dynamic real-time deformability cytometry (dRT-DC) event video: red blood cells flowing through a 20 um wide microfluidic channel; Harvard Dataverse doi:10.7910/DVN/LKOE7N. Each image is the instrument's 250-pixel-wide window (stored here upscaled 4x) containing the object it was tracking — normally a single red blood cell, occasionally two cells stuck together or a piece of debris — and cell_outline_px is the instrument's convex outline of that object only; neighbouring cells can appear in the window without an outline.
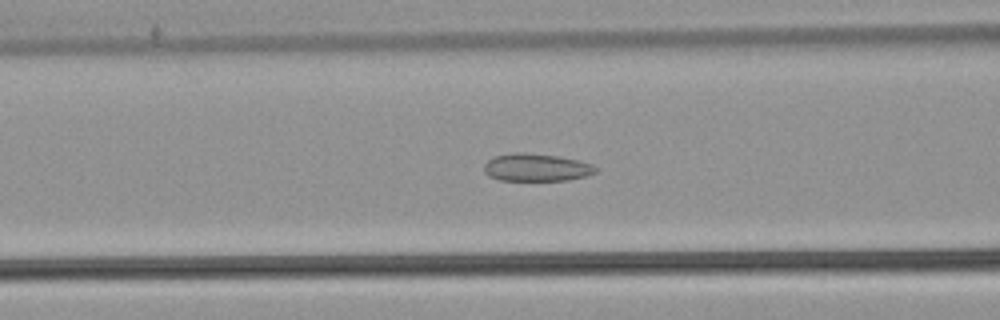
{"species": "common noctule bat (a hibernating species)", "species_latin": "Nyctalus noctula", "temperature_condition": "warm", "stored_images_in_passage": 54, "camera_frame_rate_fps": 3000, "um_per_image_px": 0.085, "animal": {"sex": "male", "body_mass_g": 21.5, "forearm_length_mm": 52.0}, "frame": {"image": 1, "passage_image": 22, "time_ms": 7.0, "image_size_px": [1000, 320], "cell_outline_px": [[596, 172], [584, 176], [568, 180], [500, 180], [488, 176], [484, 172], [484, 164], [492, 156], [516, 152], [524, 152], [556, 156], [580, 160], [592, 164], [596, 168]], "centroid_in_image_um": [45.55, 14.22], "position_along_channel_um": 121.1, "area_um2": 17.98}}
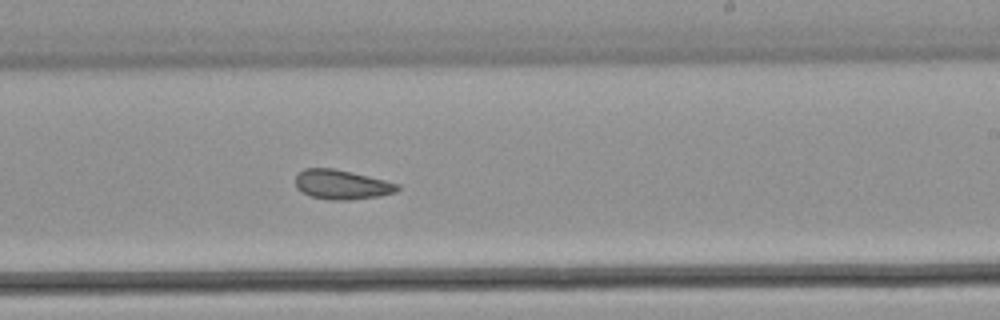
{"frame": {"image": 2, "passage_image": 33, "time_ms": 10.667, "image_size_px": [1000, 320], "cell_outline_px": [[400, 188], [396, 192], [380, 196], [348, 200], [332, 200], [312, 196], [296, 188], [296, 176], [304, 168], [332, 168], [352, 172], [400, 184]], "centroid_in_image_um": [29.07, 15.69], "position_along_channel_um": 259.9, "area_um2": 17.4}}
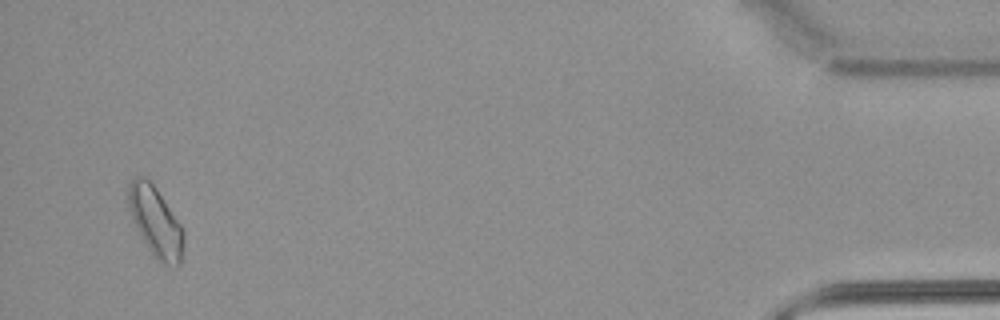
{"frame": {"image": 3, "passage_image": 52, "time_ms": 17.0, "image_size_px": [1000, 320], "cell_outline_px": [[184, 244], [180, 264], [176, 268], [164, 264], [148, 248], [140, 236], [128, 208], [128, 184], [136, 176], [144, 176], [156, 188], [180, 224], [184, 232]], "centroid_in_image_um": [13.23, 18.85], "position_along_channel_um": 422.0, "area_um2": 22.25}, "authors_computed_cell_mechanics": {"area_um2": 19.3919, "velocity_mm_per_s": 3.802, "shape_relaxation_time_tau1_ms": null, "shape_relaxation_time_tau2_ms": 2.1868, "deformation_change_tau1": null, "deformation_change_tau2": 0.0728}}